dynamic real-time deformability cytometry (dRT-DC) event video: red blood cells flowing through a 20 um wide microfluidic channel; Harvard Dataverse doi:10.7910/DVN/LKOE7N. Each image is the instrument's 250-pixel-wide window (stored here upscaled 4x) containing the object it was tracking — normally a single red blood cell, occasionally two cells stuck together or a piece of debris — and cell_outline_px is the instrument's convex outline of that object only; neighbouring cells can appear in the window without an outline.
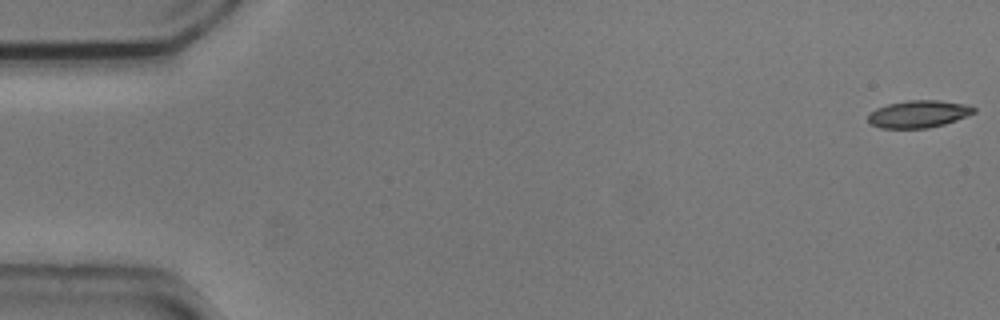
{"species": "common noctule bat (a hibernating species)", "species_latin": "Nyctalus noctula", "temperature_condition": "cold", "stored_images_in_passage": 12, "camera_frame_rate_fps": 3000, "um_per_image_px": 0.085, "animal": {"sex": "male", "body_mass_g": 20.5, "forearm_length_mm": 52.5}, "frame": {"image": 1, "passage_image": 1, "time_ms": 0.0, "image_size_px": [1000, 320], "cell_outline_px": [[976, 112], [956, 120], [944, 124], [928, 128], [880, 128], [872, 124], [868, 120], [868, 116], [876, 108], [888, 104], [908, 100], [940, 100], [964, 104], [976, 108]], "centroid_in_image_um": [78.09, 9.69], "position_along_channel_um": 6.9, "area_um2": 16.7}}